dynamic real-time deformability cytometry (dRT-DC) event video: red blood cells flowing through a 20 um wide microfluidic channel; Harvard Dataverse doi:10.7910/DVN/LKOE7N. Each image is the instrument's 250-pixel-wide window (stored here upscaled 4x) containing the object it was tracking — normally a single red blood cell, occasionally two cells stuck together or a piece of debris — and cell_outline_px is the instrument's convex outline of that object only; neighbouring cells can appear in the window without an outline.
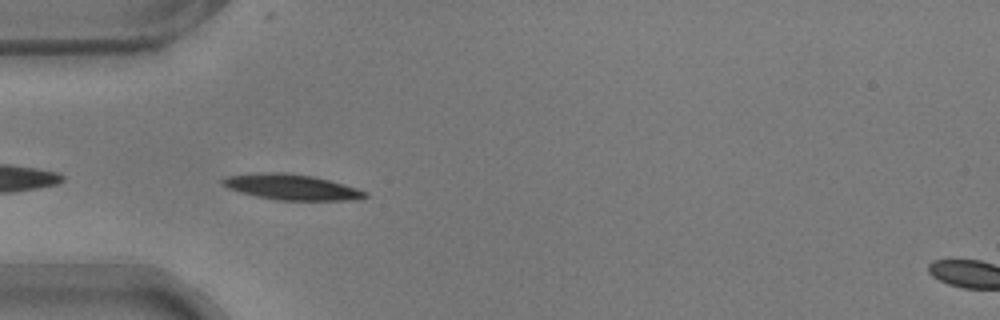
{"species": "common noctule bat (a hibernating species)", "species_latin": "Nyctalus noctula", "temperature_condition": "warm", "stored_images_in_passage": 40, "camera_frame_rate_fps": 3000, "um_per_image_px": 0.085, "animal": {"sex": "male", "body_mass_g": 17.9}, "frame": {"image": 1, "passage_image": 2, "time_ms": 0.333, "image_size_px": [1000, 320], "cell_outline_px": [[368, 196], [356, 200], [276, 200], [256, 196], [240, 192], [228, 188], [220, 184], [220, 180], [224, 176], [260, 172], [284, 172], [312, 176], [344, 184], [368, 192]], "centroid_in_image_um": [24.73, 15.89], "position_along_channel_um": 60.3, "area_um2": 21.39}}
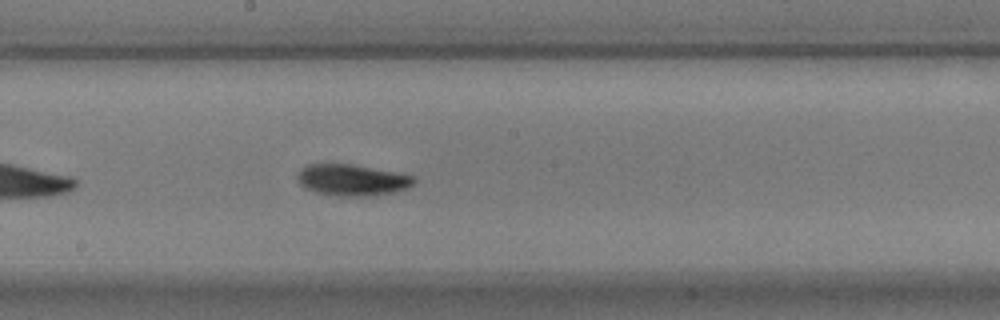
{"frame": {"image": 2, "passage_image": 15, "time_ms": 4.667, "image_size_px": [1000, 320], "cell_outline_px": [[416, 180], [408, 188], [396, 192], [368, 196], [336, 196], [316, 192], [304, 188], [300, 184], [296, 176], [300, 168], [308, 164], [352, 164], [416, 176]], "centroid_in_image_um": [29.92, 15.3], "position_along_channel_um": 218.3, "area_um2": 21.44}}
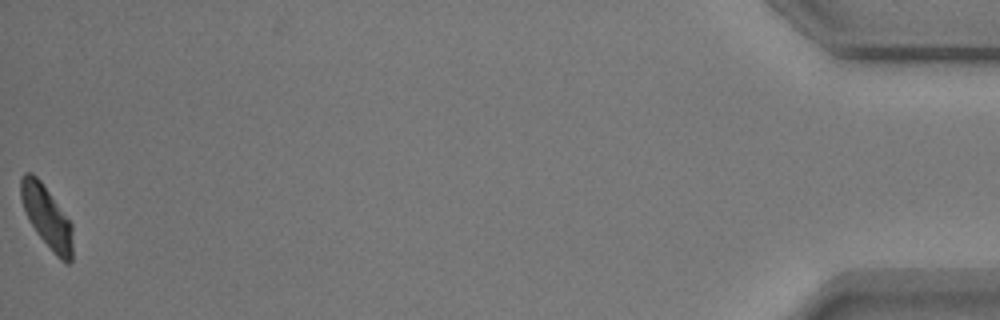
{"frame": {"image": 3, "passage_image": 40, "time_ms": 13.0, "image_size_px": [1000, 320], "cell_outline_px": [[72, 260], [68, 264], [60, 260], [56, 256], [36, 232], [28, 220], [20, 196], [20, 176], [24, 172], [32, 172], [40, 180], [72, 224]], "centroid_in_image_um": [3.96, 18.43], "position_along_channel_um": 431.2, "area_um2": 18.67}, "authors_computed_cell_mechanics": {"area_um2": 20.4034, "velocity_mm_per_s": 3.7084, "shape_relaxation_time_tau1_ms": 2.7307, "shape_relaxation_time_tau2_ms": null, "deformation_change_tau1": 0.1409, "deformation_change_tau2": null}}